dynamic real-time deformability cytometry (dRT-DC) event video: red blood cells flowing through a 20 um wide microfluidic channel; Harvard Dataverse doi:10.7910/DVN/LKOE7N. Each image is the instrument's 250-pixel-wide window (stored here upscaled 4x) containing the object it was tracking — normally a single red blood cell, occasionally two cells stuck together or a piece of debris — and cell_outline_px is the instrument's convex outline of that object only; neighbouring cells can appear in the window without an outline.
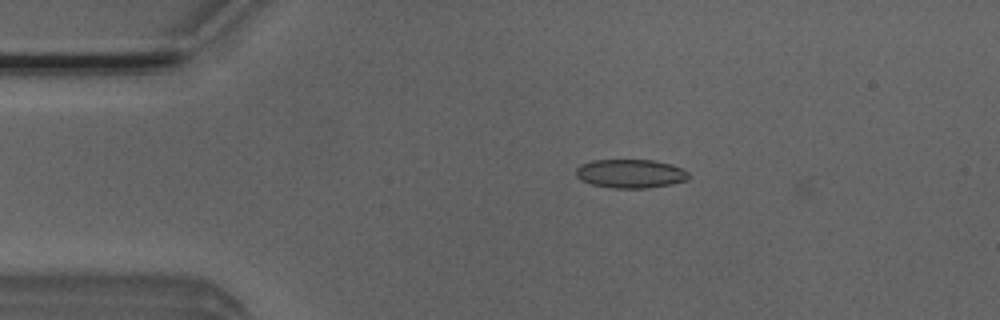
{"species": "Egyptian fruit bat (a non-hibernating species)", "species_latin": "Rousettus aegyptiacus", "temperature_condition": "room temperature", "stored_images_in_passage": 5, "camera_frame_rate_fps": 3000, "um_per_image_px": 0.085, "animal": {"sex": "male"}, "frame": {"image": 1, "passage_image": 3, "time_ms": 0.667, "image_size_px": [1000, 320], "cell_outline_px": [[688, 180], [672, 184], [648, 188], [612, 188], [592, 184], [580, 180], [576, 176], [576, 168], [580, 164], [592, 160], [652, 160], [672, 164], [688, 172]], "centroid_in_image_um": [53.57, 14.76], "position_along_channel_um": 31.4, "area_um2": 18.96}}